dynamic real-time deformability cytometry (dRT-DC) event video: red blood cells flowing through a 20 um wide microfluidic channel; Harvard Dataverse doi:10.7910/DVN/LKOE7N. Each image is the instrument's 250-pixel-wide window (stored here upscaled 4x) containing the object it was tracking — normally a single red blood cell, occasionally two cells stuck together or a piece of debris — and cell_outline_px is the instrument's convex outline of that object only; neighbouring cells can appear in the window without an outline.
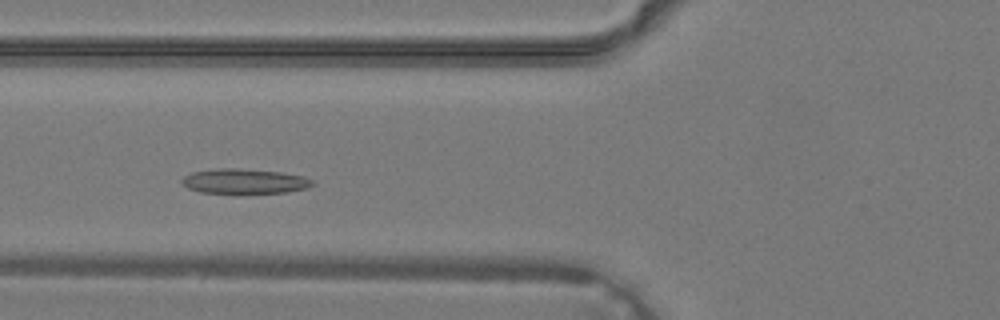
{"species": "common noctule bat (a hibernating species)", "species_latin": "Nyctalus noctula", "temperature_condition": "warm", "stored_images_in_passage": 34, "camera_frame_rate_fps": 3000, "um_per_image_px": 0.085, "animal": {"sex": "male", "body_mass_g": 19.2, "forearm_length_mm": 51.8}, "frame": {"image": 1, "passage_image": 10, "time_ms": 3.0, "image_size_px": [1000, 320], "cell_outline_px": [[316, 184], [308, 188], [288, 192], [240, 196], [200, 192], [188, 188], [180, 184], [180, 180], [184, 176], [192, 172], [216, 168], [236, 168], [280, 172], [300, 176], [312, 180]], "centroid_in_image_um": [20.73, 15.46], "position_along_channel_um": 105.1, "area_um2": 19.94}}
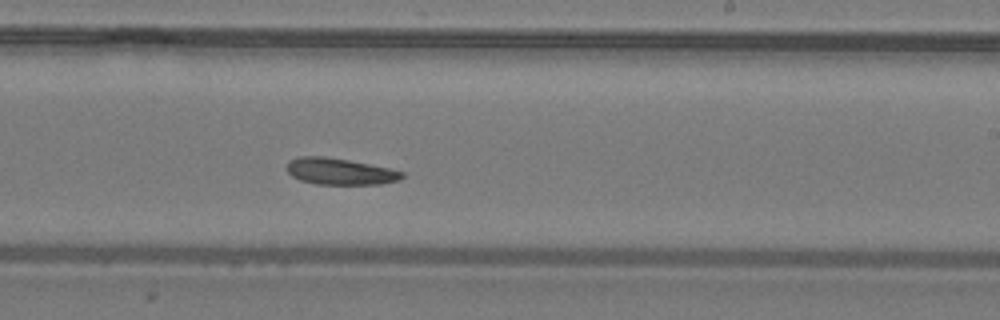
{"frame": {"image": 2, "passage_image": 19, "time_ms": 6.0, "image_size_px": [1000, 320], "cell_outline_px": [[404, 176], [400, 180], [380, 184], [316, 184], [300, 180], [292, 176], [288, 172], [288, 160], [300, 156], [324, 156], [348, 160], [388, 168], [404, 172]], "centroid_in_image_um": [28.89, 14.57], "position_along_channel_um": 260.1, "area_um2": 17.69}}
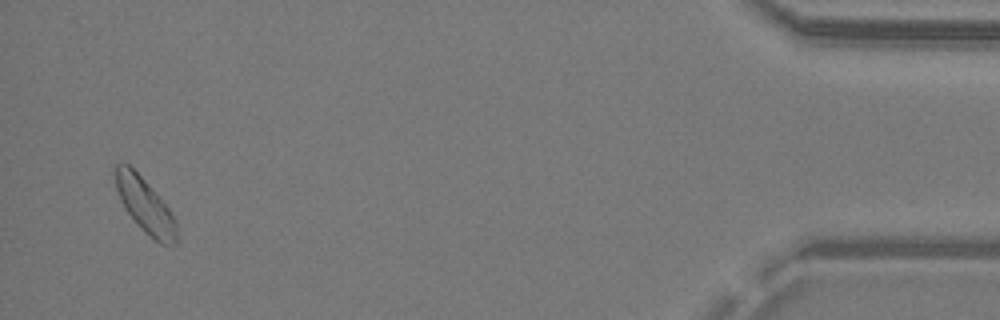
{"frame": {"image": 3, "passage_image": 33, "time_ms": 10.667, "image_size_px": [1000, 320], "cell_outline_px": [[176, 244], [160, 244], [144, 232], [124, 208], [120, 200], [116, 188], [112, 172], [116, 164], [128, 164], [144, 180], [168, 208], [176, 220]], "centroid_in_image_um": [12.29, 17.46], "position_along_channel_um": 422.9, "area_um2": 19.25}}